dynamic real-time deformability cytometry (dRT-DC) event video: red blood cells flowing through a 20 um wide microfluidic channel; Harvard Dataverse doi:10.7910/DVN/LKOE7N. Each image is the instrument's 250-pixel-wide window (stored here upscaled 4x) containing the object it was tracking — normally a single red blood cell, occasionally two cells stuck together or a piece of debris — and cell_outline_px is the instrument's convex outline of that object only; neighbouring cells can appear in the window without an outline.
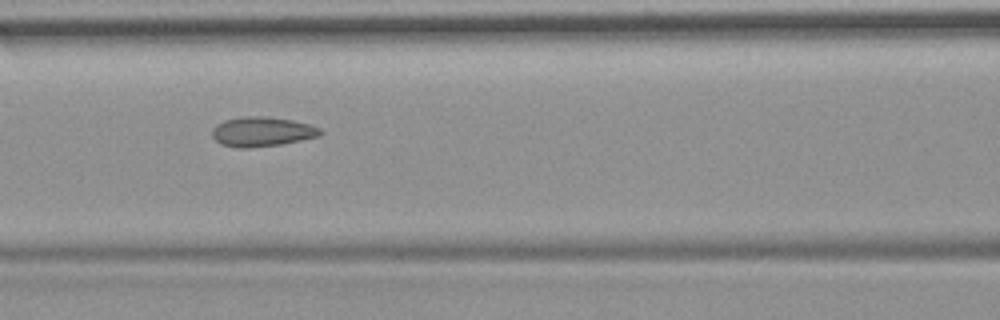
{"species": "common noctule bat (a hibernating species)", "species_latin": "Nyctalus noctula", "temperature_condition": "room temperature", "stored_images_in_passage": 9, "camera_frame_rate_fps": 3000, "um_per_image_px": 0.085, "animal": {"sex": "female", "body_mass_g": 19.9}, "frame": {"image": 1, "passage_image": 6, "time_ms": 6.667, "image_size_px": [1000, 320], "cell_outline_px": [[324, 132], [320, 136], [280, 144], [244, 148], [240, 148], [220, 144], [212, 136], [212, 128], [216, 124], [224, 120], [240, 116], [264, 116], [292, 120], [308, 124], [320, 128]], "centroid_in_image_um": [22.25, 11.18], "position_along_channel_um": 144.4, "area_um2": 18.67}}
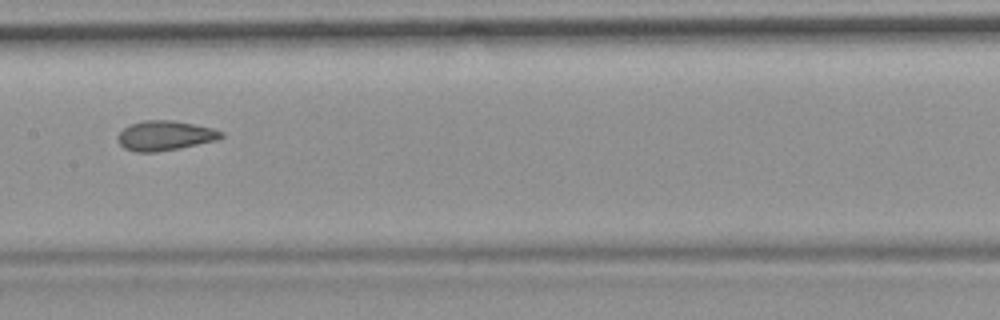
{"frame": {"image": 2, "passage_image": 7, "time_ms": 8.0, "image_size_px": [1000, 320], "cell_outline_px": [[224, 136], [216, 140], [180, 148], [156, 152], [136, 152], [124, 148], [116, 140], [116, 136], [124, 128], [132, 124], [144, 120], [172, 120], [212, 128], [224, 132]], "centroid_in_image_um": [14.0, 11.53], "position_along_channel_um": 193.4, "area_um2": 17.86}}